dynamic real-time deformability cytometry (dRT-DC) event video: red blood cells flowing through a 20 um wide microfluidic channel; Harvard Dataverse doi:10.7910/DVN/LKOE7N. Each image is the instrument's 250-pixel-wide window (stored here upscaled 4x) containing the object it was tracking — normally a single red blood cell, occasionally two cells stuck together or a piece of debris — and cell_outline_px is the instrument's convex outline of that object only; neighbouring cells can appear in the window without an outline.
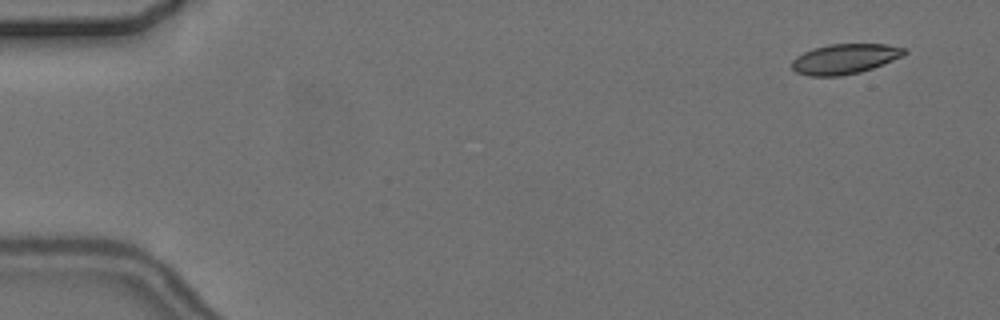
{"species": "common noctule bat (a hibernating species)", "species_latin": "Nyctalus noctula", "temperature_condition": "cold", "stored_images_in_passage": 3, "camera_frame_rate_fps": 3000, "um_per_image_px": 0.085, "animal": {"sex": "female", "body_mass_g": 24.6, "forearm_length_mm": 56.2}, "frame": {"image": 1, "passage_image": 1, "time_ms": 0.0, "image_size_px": [1000, 320], "cell_outline_px": [[908, 52], [892, 60], [872, 68], [860, 72], [840, 76], [808, 76], [796, 72], [792, 68], [792, 60], [796, 56], [812, 48], [828, 44], [888, 44], [908, 48]], "centroid_in_image_um": [71.79, 5.0], "position_along_channel_um": 13.2, "area_um2": 19.77}}
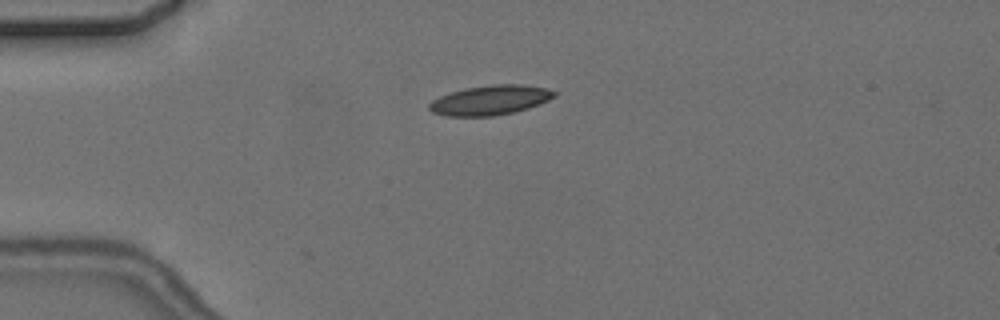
{"frame": {"image": 2, "passage_image": 3, "time_ms": 3.667, "image_size_px": [1000, 320], "cell_outline_px": [[556, 96], [540, 104], [528, 108], [512, 112], [492, 116], [444, 116], [432, 112], [428, 108], [428, 104], [432, 100], [440, 96], [452, 92], [468, 88], [492, 84], [524, 84], [544, 88], [556, 92]], "centroid_in_image_um": [41.65, 8.51], "position_along_channel_um": 43.3, "area_um2": 21.5}}